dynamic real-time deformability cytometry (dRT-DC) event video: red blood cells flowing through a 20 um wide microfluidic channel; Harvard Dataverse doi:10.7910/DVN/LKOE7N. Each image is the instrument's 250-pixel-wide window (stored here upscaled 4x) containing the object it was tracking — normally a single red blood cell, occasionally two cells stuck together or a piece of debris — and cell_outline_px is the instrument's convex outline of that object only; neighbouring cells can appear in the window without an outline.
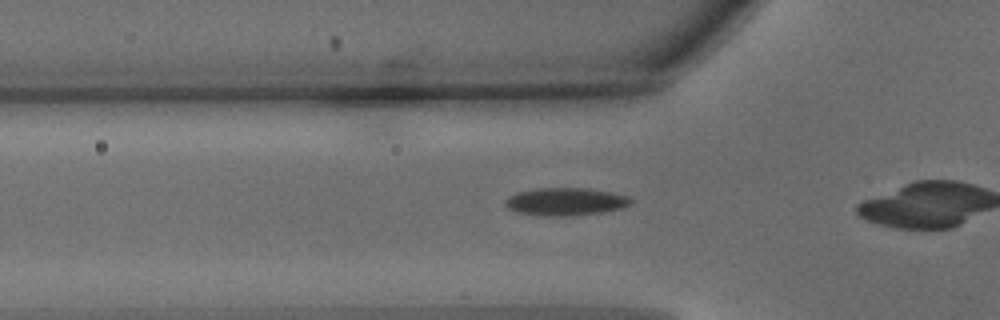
{"species": "common noctule bat (a hibernating species)", "species_latin": "Nyctalus noctula", "temperature_condition": "warm", "stored_images_in_passage": 35, "camera_frame_rate_fps": 3000, "um_per_image_px": 0.085, "animal": {"sex": "male", "body_mass_g": 15.6}, "frame": {"image": 1, "passage_image": 12, "time_ms": 3.667, "image_size_px": [1000, 320], "cell_outline_px": [[632, 204], [624, 208], [600, 212], [568, 216], [544, 216], [520, 212], [508, 208], [504, 204], [504, 200], [508, 196], [516, 192], [536, 188], [584, 188], [608, 192], [628, 196], [632, 200]], "centroid_in_image_um": [48.05, 17.13], "position_along_channel_um": 77.7, "area_um2": 20.23}}
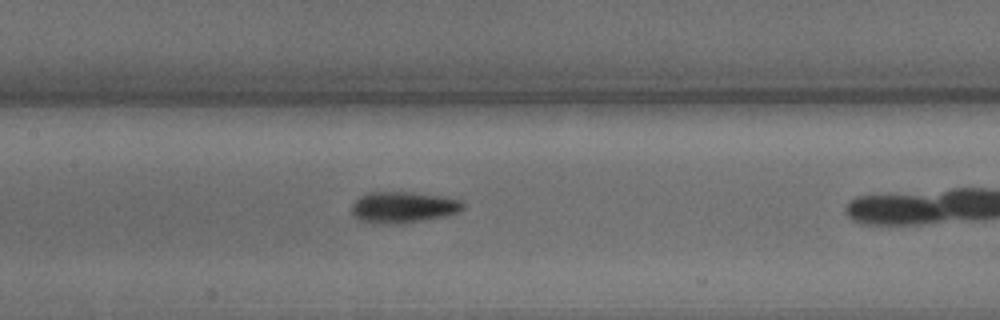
{"frame": {"image": 2, "passage_image": 19, "time_ms": 6.0, "image_size_px": [1000, 320], "cell_outline_px": [[464, 208], [460, 212], [444, 216], [396, 224], [380, 224], [360, 220], [352, 212], [352, 204], [360, 196], [368, 192], [412, 192], [440, 196], [460, 200], [464, 204]], "centroid_in_image_um": [34.27, 17.61], "position_along_channel_um": 173.1, "area_um2": 20.06}}
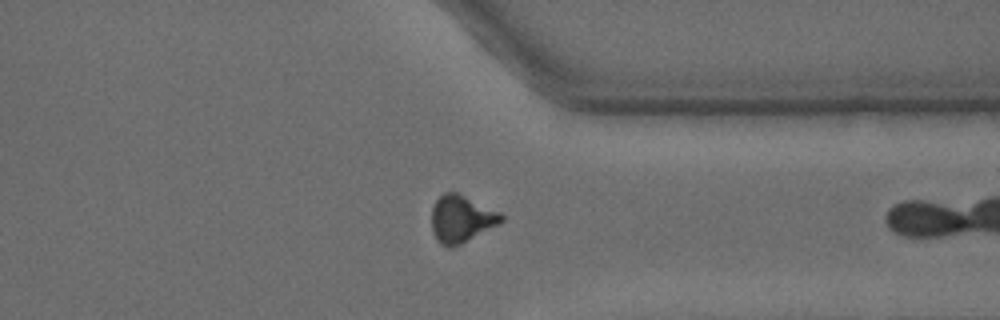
{"frame": {"image": 3, "passage_image": 34, "time_ms": 11.0, "image_size_px": [1000, 320], "cell_outline_px": [[504, 220], [500, 224], [460, 244], [448, 248], [440, 244], [436, 240], [432, 232], [432, 208], [436, 200], [444, 192], [456, 192], [500, 212], [504, 216]], "centroid_in_image_um": [39.21, 18.62], "position_along_channel_um": 372.2, "area_um2": 19.13}}